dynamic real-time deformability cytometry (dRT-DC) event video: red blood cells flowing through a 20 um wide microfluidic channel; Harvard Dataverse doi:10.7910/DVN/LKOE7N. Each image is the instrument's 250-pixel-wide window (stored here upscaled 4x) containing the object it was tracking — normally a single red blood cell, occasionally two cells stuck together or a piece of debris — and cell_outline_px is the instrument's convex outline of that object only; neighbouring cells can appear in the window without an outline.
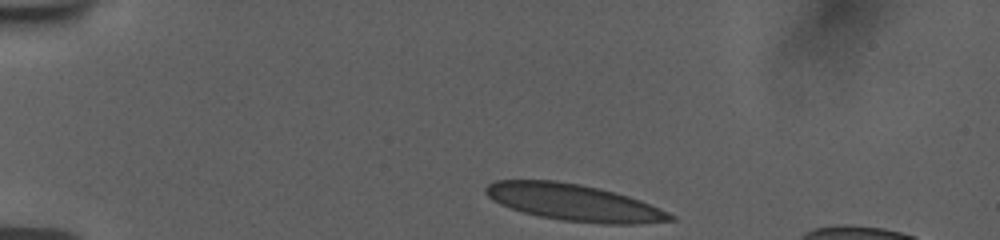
{"species": "human", "species_latin": "Homo sapiens", "temperature_condition": "room temperature", "stored_images_in_passage": 38, "camera_frame_rate_fps": 3000, "um_per_image_px": 0.085, "donor": {"sex": "female"}, "frame": {"image": 1, "passage_image": 1, "time_ms": 0.0, "image_size_px": [1000, 240], "cell_outline_px": [[676, 220], [632, 224], [604, 224], [560, 220], [540, 216], [524, 212], [500, 204], [492, 200], [484, 192], [484, 188], [488, 184], [496, 180], [556, 180], [580, 184], [600, 188], [628, 196], [640, 200], [660, 208], [676, 216]], "centroid_in_image_um": [48.78, 17.21], "position_along_channel_um": 36.2, "area_um2": 39.42}}
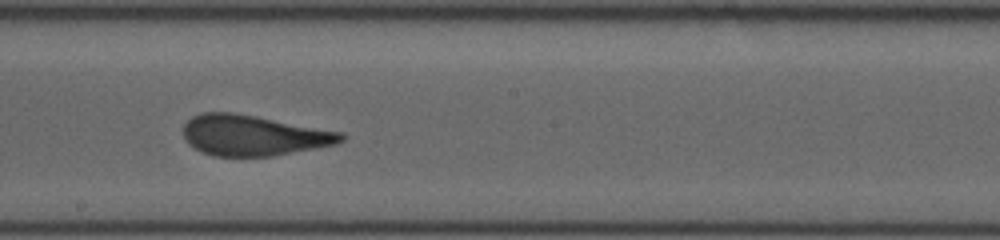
{"frame": {"image": 2, "passage_image": 21, "time_ms": 6.667, "image_size_px": [1000, 240], "cell_outline_px": [[348, 136], [344, 140], [336, 144], [316, 148], [272, 156], [212, 156], [200, 152], [188, 144], [184, 140], [184, 124], [192, 116], [200, 112], [232, 112], [256, 116], [344, 132]], "centroid_in_image_um": [21.54, 11.5], "position_along_channel_um": 226.7, "area_um2": 37.63}}
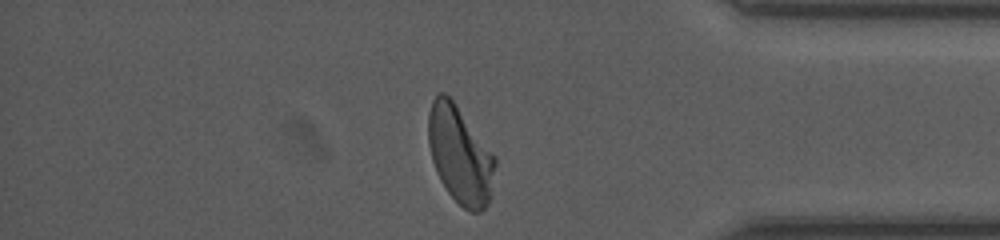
{"frame": {"image": 3, "passage_image": 36, "time_ms": 11.667, "image_size_px": [1000, 240], "cell_outline_px": [[496, 164], [488, 204], [480, 212], [472, 212], [464, 208], [448, 192], [440, 180], [436, 172], [432, 160], [428, 144], [428, 112], [432, 100], [440, 92], [444, 92], [452, 100], [496, 156]], "centroid_in_image_um": [39.09, 13.16], "position_along_channel_um": 396.1, "area_um2": 37.69}}